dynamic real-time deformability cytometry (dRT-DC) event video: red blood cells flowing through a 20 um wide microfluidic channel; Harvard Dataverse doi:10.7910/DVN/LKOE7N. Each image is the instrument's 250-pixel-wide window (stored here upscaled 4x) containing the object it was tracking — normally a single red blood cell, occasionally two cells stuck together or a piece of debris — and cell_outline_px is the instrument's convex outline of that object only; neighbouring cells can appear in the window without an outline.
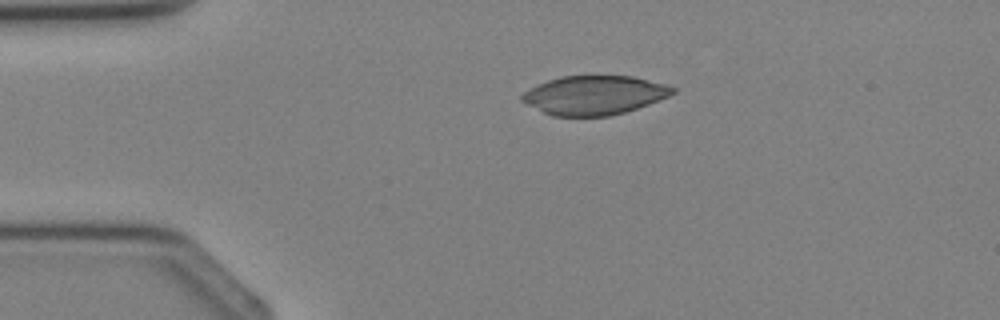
{"species": "Egyptian fruit bat (a non-hibernating species)", "species_latin": "Rousettus aegyptiacus", "temperature_condition": "cold", "stored_images_in_passage": 2, "camera_frame_rate_fps": 3000, "um_per_image_px": 0.085, "animal": {"sex": "female"}, "frame": {"image": 1, "passage_image": 1, "time_ms": 0.0, "image_size_px": [1000, 320], "cell_outline_px": [[676, 92], [668, 96], [648, 104], [624, 112], [608, 116], [552, 116], [520, 100], [520, 96], [524, 92], [548, 80], [560, 76], [632, 76], [668, 84], [676, 88]], "centroid_in_image_um": [50.54, 8.08], "position_along_channel_um": 34.5, "area_um2": 33.99}}